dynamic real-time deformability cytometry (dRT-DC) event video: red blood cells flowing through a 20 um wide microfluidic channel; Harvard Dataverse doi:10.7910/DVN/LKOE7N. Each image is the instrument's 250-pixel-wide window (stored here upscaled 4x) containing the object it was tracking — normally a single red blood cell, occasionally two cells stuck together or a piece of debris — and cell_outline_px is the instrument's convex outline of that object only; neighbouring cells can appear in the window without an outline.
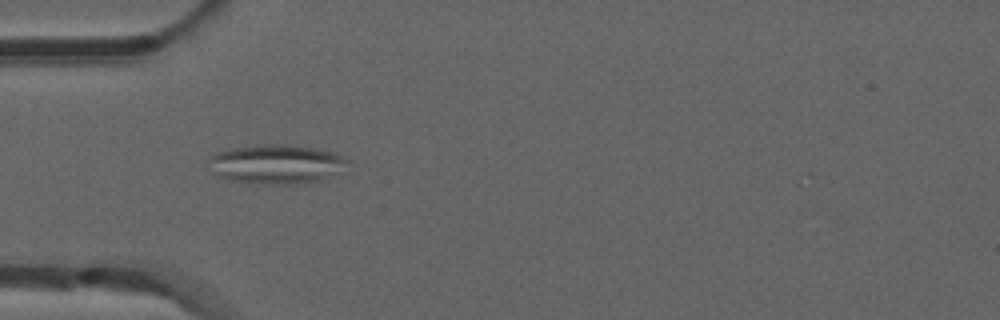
{"species": "common noctule bat (a hibernating species)", "species_latin": "Nyctalus noctula", "temperature_condition": "room temperature", "stored_images_in_passage": 50, "segment_of_instrument_passage": [1, 2], "camera_frame_rate_fps": 3000, "um_per_image_px": 0.085, "animal": {"sex": "male", "forearm_length_mm": 52.5}, "frame": {"image": 1, "passage_image": 15, "time_ms": 4.667, "image_size_px": [1000, 320], "cell_outline_px": [[348, 160], [340, 172], [308, 184], [260, 184], [228, 180], [208, 172], [212, 156], [216, 152], [228, 148], [264, 144], [284, 144], [312, 148], [332, 152], [344, 156]], "centroid_in_image_um": [23.44, 13.96], "position_along_channel_um": 61.6, "area_um2": 31.96}}